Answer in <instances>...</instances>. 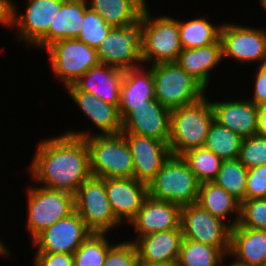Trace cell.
<instances>
[{
  "instance_id": "obj_36",
  "label": "cell",
  "mask_w": 266,
  "mask_h": 266,
  "mask_svg": "<svg viewBox=\"0 0 266 266\" xmlns=\"http://www.w3.org/2000/svg\"><path fill=\"white\" fill-rule=\"evenodd\" d=\"M238 225L249 229L266 231V198L241 202Z\"/></svg>"
},
{
  "instance_id": "obj_1",
  "label": "cell",
  "mask_w": 266,
  "mask_h": 266,
  "mask_svg": "<svg viewBox=\"0 0 266 266\" xmlns=\"http://www.w3.org/2000/svg\"><path fill=\"white\" fill-rule=\"evenodd\" d=\"M61 134L37 143L28 171L38 186L75 194L91 176L89 147L83 138Z\"/></svg>"
},
{
  "instance_id": "obj_23",
  "label": "cell",
  "mask_w": 266,
  "mask_h": 266,
  "mask_svg": "<svg viewBox=\"0 0 266 266\" xmlns=\"http://www.w3.org/2000/svg\"><path fill=\"white\" fill-rule=\"evenodd\" d=\"M87 0H65L48 32L33 46L44 50L58 40L76 39L81 31Z\"/></svg>"
},
{
  "instance_id": "obj_3",
  "label": "cell",
  "mask_w": 266,
  "mask_h": 266,
  "mask_svg": "<svg viewBox=\"0 0 266 266\" xmlns=\"http://www.w3.org/2000/svg\"><path fill=\"white\" fill-rule=\"evenodd\" d=\"M149 8L144 7L139 20L143 65L176 62L182 50L178 19L167 15L152 18Z\"/></svg>"
},
{
  "instance_id": "obj_21",
  "label": "cell",
  "mask_w": 266,
  "mask_h": 266,
  "mask_svg": "<svg viewBox=\"0 0 266 266\" xmlns=\"http://www.w3.org/2000/svg\"><path fill=\"white\" fill-rule=\"evenodd\" d=\"M124 71V69L100 63L88 70L73 85L78 90L94 94L97 98L119 109Z\"/></svg>"
},
{
  "instance_id": "obj_35",
  "label": "cell",
  "mask_w": 266,
  "mask_h": 266,
  "mask_svg": "<svg viewBox=\"0 0 266 266\" xmlns=\"http://www.w3.org/2000/svg\"><path fill=\"white\" fill-rule=\"evenodd\" d=\"M111 28L112 26L107 24L99 14L87 7L84 11L81 31L76 39L97 49Z\"/></svg>"
},
{
  "instance_id": "obj_31",
  "label": "cell",
  "mask_w": 266,
  "mask_h": 266,
  "mask_svg": "<svg viewBox=\"0 0 266 266\" xmlns=\"http://www.w3.org/2000/svg\"><path fill=\"white\" fill-rule=\"evenodd\" d=\"M242 141V137L214 120L209 128L204 147L222 160H234L238 159Z\"/></svg>"
},
{
  "instance_id": "obj_25",
  "label": "cell",
  "mask_w": 266,
  "mask_h": 266,
  "mask_svg": "<svg viewBox=\"0 0 266 266\" xmlns=\"http://www.w3.org/2000/svg\"><path fill=\"white\" fill-rule=\"evenodd\" d=\"M222 60V46L219 39L207 46L182 49L176 63L207 90L211 84L210 72Z\"/></svg>"
},
{
  "instance_id": "obj_4",
  "label": "cell",
  "mask_w": 266,
  "mask_h": 266,
  "mask_svg": "<svg viewBox=\"0 0 266 266\" xmlns=\"http://www.w3.org/2000/svg\"><path fill=\"white\" fill-rule=\"evenodd\" d=\"M200 182L182 156L170 155L148 184V196L180 207L197 203Z\"/></svg>"
},
{
  "instance_id": "obj_12",
  "label": "cell",
  "mask_w": 266,
  "mask_h": 266,
  "mask_svg": "<svg viewBox=\"0 0 266 266\" xmlns=\"http://www.w3.org/2000/svg\"><path fill=\"white\" fill-rule=\"evenodd\" d=\"M170 114L171 110L162 106L156 98L146 101L145 105L119 106L121 133L152 137L168 143Z\"/></svg>"
},
{
  "instance_id": "obj_18",
  "label": "cell",
  "mask_w": 266,
  "mask_h": 266,
  "mask_svg": "<svg viewBox=\"0 0 266 266\" xmlns=\"http://www.w3.org/2000/svg\"><path fill=\"white\" fill-rule=\"evenodd\" d=\"M105 189L112 212L122 225L135 218L148 197V185L135 178H107Z\"/></svg>"
},
{
  "instance_id": "obj_27",
  "label": "cell",
  "mask_w": 266,
  "mask_h": 266,
  "mask_svg": "<svg viewBox=\"0 0 266 266\" xmlns=\"http://www.w3.org/2000/svg\"><path fill=\"white\" fill-rule=\"evenodd\" d=\"M88 7L112 27L139 23L147 0H87Z\"/></svg>"
},
{
  "instance_id": "obj_16",
  "label": "cell",
  "mask_w": 266,
  "mask_h": 266,
  "mask_svg": "<svg viewBox=\"0 0 266 266\" xmlns=\"http://www.w3.org/2000/svg\"><path fill=\"white\" fill-rule=\"evenodd\" d=\"M65 0H25V11L16 6L13 29L20 42L34 46L49 30ZM18 31V32H17Z\"/></svg>"
},
{
  "instance_id": "obj_2",
  "label": "cell",
  "mask_w": 266,
  "mask_h": 266,
  "mask_svg": "<svg viewBox=\"0 0 266 266\" xmlns=\"http://www.w3.org/2000/svg\"><path fill=\"white\" fill-rule=\"evenodd\" d=\"M215 120L211 101H199L171 110L168 145L172 155L181 156L188 150L202 147Z\"/></svg>"
},
{
  "instance_id": "obj_29",
  "label": "cell",
  "mask_w": 266,
  "mask_h": 266,
  "mask_svg": "<svg viewBox=\"0 0 266 266\" xmlns=\"http://www.w3.org/2000/svg\"><path fill=\"white\" fill-rule=\"evenodd\" d=\"M202 17L179 20V37L182 49H192L216 43L220 39L222 25L214 24Z\"/></svg>"
},
{
  "instance_id": "obj_6",
  "label": "cell",
  "mask_w": 266,
  "mask_h": 266,
  "mask_svg": "<svg viewBox=\"0 0 266 266\" xmlns=\"http://www.w3.org/2000/svg\"><path fill=\"white\" fill-rule=\"evenodd\" d=\"M27 224L32 241L46 228L75 212L74 194L30 185L27 188Z\"/></svg>"
},
{
  "instance_id": "obj_33",
  "label": "cell",
  "mask_w": 266,
  "mask_h": 266,
  "mask_svg": "<svg viewBox=\"0 0 266 266\" xmlns=\"http://www.w3.org/2000/svg\"><path fill=\"white\" fill-rule=\"evenodd\" d=\"M200 183L213 182L223 160L204 146L188 150L181 155Z\"/></svg>"
},
{
  "instance_id": "obj_39",
  "label": "cell",
  "mask_w": 266,
  "mask_h": 266,
  "mask_svg": "<svg viewBox=\"0 0 266 266\" xmlns=\"http://www.w3.org/2000/svg\"><path fill=\"white\" fill-rule=\"evenodd\" d=\"M266 198V165L248 169L245 200Z\"/></svg>"
},
{
  "instance_id": "obj_41",
  "label": "cell",
  "mask_w": 266,
  "mask_h": 266,
  "mask_svg": "<svg viewBox=\"0 0 266 266\" xmlns=\"http://www.w3.org/2000/svg\"><path fill=\"white\" fill-rule=\"evenodd\" d=\"M35 266H73V255L66 253H36Z\"/></svg>"
},
{
  "instance_id": "obj_9",
  "label": "cell",
  "mask_w": 266,
  "mask_h": 266,
  "mask_svg": "<svg viewBox=\"0 0 266 266\" xmlns=\"http://www.w3.org/2000/svg\"><path fill=\"white\" fill-rule=\"evenodd\" d=\"M75 212L92 233L112 232L122 224L115 218L105 189V179L87 178L74 194Z\"/></svg>"
},
{
  "instance_id": "obj_22",
  "label": "cell",
  "mask_w": 266,
  "mask_h": 266,
  "mask_svg": "<svg viewBox=\"0 0 266 266\" xmlns=\"http://www.w3.org/2000/svg\"><path fill=\"white\" fill-rule=\"evenodd\" d=\"M183 239L181 225L168 231H159L138 238L134 244L138 261L176 265Z\"/></svg>"
},
{
  "instance_id": "obj_15",
  "label": "cell",
  "mask_w": 266,
  "mask_h": 266,
  "mask_svg": "<svg viewBox=\"0 0 266 266\" xmlns=\"http://www.w3.org/2000/svg\"><path fill=\"white\" fill-rule=\"evenodd\" d=\"M92 232L83 219L76 213L58 220L46 228L33 241L35 253L73 254Z\"/></svg>"
},
{
  "instance_id": "obj_8",
  "label": "cell",
  "mask_w": 266,
  "mask_h": 266,
  "mask_svg": "<svg viewBox=\"0 0 266 266\" xmlns=\"http://www.w3.org/2000/svg\"><path fill=\"white\" fill-rule=\"evenodd\" d=\"M43 51L47 52L50 68L64 87L100 64L97 50L77 39L55 41Z\"/></svg>"
},
{
  "instance_id": "obj_17",
  "label": "cell",
  "mask_w": 266,
  "mask_h": 266,
  "mask_svg": "<svg viewBox=\"0 0 266 266\" xmlns=\"http://www.w3.org/2000/svg\"><path fill=\"white\" fill-rule=\"evenodd\" d=\"M122 134L132 154L133 178L148 185L171 155L168 143L133 133Z\"/></svg>"
},
{
  "instance_id": "obj_11",
  "label": "cell",
  "mask_w": 266,
  "mask_h": 266,
  "mask_svg": "<svg viewBox=\"0 0 266 266\" xmlns=\"http://www.w3.org/2000/svg\"><path fill=\"white\" fill-rule=\"evenodd\" d=\"M180 225L184 239L217 247L224 254L229 253L232 227L197 203L181 207Z\"/></svg>"
},
{
  "instance_id": "obj_37",
  "label": "cell",
  "mask_w": 266,
  "mask_h": 266,
  "mask_svg": "<svg viewBox=\"0 0 266 266\" xmlns=\"http://www.w3.org/2000/svg\"><path fill=\"white\" fill-rule=\"evenodd\" d=\"M238 160L247 168L266 165V136L256 134L243 139Z\"/></svg>"
},
{
  "instance_id": "obj_46",
  "label": "cell",
  "mask_w": 266,
  "mask_h": 266,
  "mask_svg": "<svg viewBox=\"0 0 266 266\" xmlns=\"http://www.w3.org/2000/svg\"><path fill=\"white\" fill-rule=\"evenodd\" d=\"M3 240H1L0 238V256H5L8 257L9 255H11L9 249L7 248V245L4 244V242H2Z\"/></svg>"
},
{
  "instance_id": "obj_47",
  "label": "cell",
  "mask_w": 266,
  "mask_h": 266,
  "mask_svg": "<svg viewBox=\"0 0 266 266\" xmlns=\"http://www.w3.org/2000/svg\"><path fill=\"white\" fill-rule=\"evenodd\" d=\"M260 4L262 5V7L264 8L265 12H266V0H259Z\"/></svg>"
},
{
  "instance_id": "obj_19",
  "label": "cell",
  "mask_w": 266,
  "mask_h": 266,
  "mask_svg": "<svg viewBox=\"0 0 266 266\" xmlns=\"http://www.w3.org/2000/svg\"><path fill=\"white\" fill-rule=\"evenodd\" d=\"M181 207L177 204L147 197L135 218L129 223L138 238L159 231L174 230L180 226Z\"/></svg>"
},
{
  "instance_id": "obj_45",
  "label": "cell",
  "mask_w": 266,
  "mask_h": 266,
  "mask_svg": "<svg viewBox=\"0 0 266 266\" xmlns=\"http://www.w3.org/2000/svg\"><path fill=\"white\" fill-rule=\"evenodd\" d=\"M136 266H175V265L166 264V263H154V262L137 261Z\"/></svg>"
},
{
  "instance_id": "obj_5",
  "label": "cell",
  "mask_w": 266,
  "mask_h": 266,
  "mask_svg": "<svg viewBox=\"0 0 266 266\" xmlns=\"http://www.w3.org/2000/svg\"><path fill=\"white\" fill-rule=\"evenodd\" d=\"M154 79L155 98L170 110L195 103L206 89L176 62L149 66Z\"/></svg>"
},
{
  "instance_id": "obj_26",
  "label": "cell",
  "mask_w": 266,
  "mask_h": 266,
  "mask_svg": "<svg viewBox=\"0 0 266 266\" xmlns=\"http://www.w3.org/2000/svg\"><path fill=\"white\" fill-rule=\"evenodd\" d=\"M197 204L213 216L229 223L231 227L238 224L240 202L214 182L200 183ZM231 215L236 216L231 219Z\"/></svg>"
},
{
  "instance_id": "obj_10",
  "label": "cell",
  "mask_w": 266,
  "mask_h": 266,
  "mask_svg": "<svg viewBox=\"0 0 266 266\" xmlns=\"http://www.w3.org/2000/svg\"><path fill=\"white\" fill-rule=\"evenodd\" d=\"M225 22L220 29L222 58L237 63L266 62V29Z\"/></svg>"
},
{
  "instance_id": "obj_14",
  "label": "cell",
  "mask_w": 266,
  "mask_h": 266,
  "mask_svg": "<svg viewBox=\"0 0 266 266\" xmlns=\"http://www.w3.org/2000/svg\"><path fill=\"white\" fill-rule=\"evenodd\" d=\"M65 88L70 98L81 110L80 112L88 120L90 119L89 121L94 125V128H97V131L99 130V132L95 133L94 131L91 134L90 129L87 131H73L70 129L65 132L66 134L85 139L93 135H116L122 132V120L116 106L104 102L94 94L78 90L73 84Z\"/></svg>"
},
{
  "instance_id": "obj_40",
  "label": "cell",
  "mask_w": 266,
  "mask_h": 266,
  "mask_svg": "<svg viewBox=\"0 0 266 266\" xmlns=\"http://www.w3.org/2000/svg\"><path fill=\"white\" fill-rule=\"evenodd\" d=\"M254 81V94L248 100L253 102L256 106H266V62L257 66V70L253 73Z\"/></svg>"
},
{
  "instance_id": "obj_38",
  "label": "cell",
  "mask_w": 266,
  "mask_h": 266,
  "mask_svg": "<svg viewBox=\"0 0 266 266\" xmlns=\"http://www.w3.org/2000/svg\"><path fill=\"white\" fill-rule=\"evenodd\" d=\"M114 242L107 253L103 266H136L138 253L135 244L127 240Z\"/></svg>"
},
{
  "instance_id": "obj_13",
  "label": "cell",
  "mask_w": 266,
  "mask_h": 266,
  "mask_svg": "<svg viewBox=\"0 0 266 266\" xmlns=\"http://www.w3.org/2000/svg\"><path fill=\"white\" fill-rule=\"evenodd\" d=\"M96 50L101 64L124 70L142 66L140 23L112 27Z\"/></svg>"
},
{
  "instance_id": "obj_43",
  "label": "cell",
  "mask_w": 266,
  "mask_h": 266,
  "mask_svg": "<svg viewBox=\"0 0 266 266\" xmlns=\"http://www.w3.org/2000/svg\"><path fill=\"white\" fill-rule=\"evenodd\" d=\"M258 134L266 136V106H259Z\"/></svg>"
},
{
  "instance_id": "obj_44",
  "label": "cell",
  "mask_w": 266,
  "mask_h": 266,
  "mask_svg": "<svg viewBox=\"0 0 266 266\" xmlns=\"http://www.w3.org/2000/svg\"><path fill=\"white\" fill-rule=\"evenodd\" d=\"M227 256H228V254L224 255V257L220 263V266H250L248 264L241 263V262L235 260L234 258H232L233 262H230L229 264L227 263V265H226V262H224V261L226 260ZM224 263H225V265H223Z\"/></svg>"
},
{
  "instance_id": "obj_42",
  "label": "cell",
  "mask_w": 266,
  "mask_h": 266,
  "mask_svg": "<svg viewBox=\"0 0 266 266\" xmlns=\"http://www.w3.org/2000/svg\"><path fill=\"white\" fill-rule=\"evenodd\" d=\"M15 2L13 0H0V25L13 30Z\"/></svg>"
},
{
  "instance_id": "obj_28",
  "label": "cell",
  "mask_w": 266,
  "mask_h": 266,
  "mask_svg": "<svg viewBox=\"0 0 266 266\" xmlns=\"http://www.w3.org/2000/svg\"><path fill=\"white\" fill-rule=\"evenodd\" d=\"M126 69L120 88L119 106H140L155 98L154 79L150 67Z\"/></svg>"
},
{
  "instance_id": "obj_24",
  "label": "cell",
  "mask_w": 266,
  "mask_h": 266,
  "mask_svg": "<svg viewBox=\"0 0 266 266\" xmlns=\"http://www.w3.org/2000/svg\"><path fill=\"white\" fill-rule=\"evenodd\" d=\"M229 257L250 266L266 262V231L241 227L231 228Z\"/></svg>"
},
{
  "instance_id": "obj_34",
  "label": "cell",
  "mask_w": 266,
  "mask_h": 266,
  "mask_svg": "<svg viewBox=\"0 0 266 266\" xmlns=\"http://www.w3.org/2000/svg\"><path fill=\"white\" fill-rule=\"evenodd\" d=\"M107 233H91L72 254L73 266H103L112 242Z\"/></svg>"
},
{
  "instance_id": "obj_30",
  "label": "cell",
  "mask_w": 266,
  "mask_h": 266,
  "mask_svg": "<svg viewBox=\"0 0 266 266\" xmlns=\"http://www.w3.org/2000/svg\"><path fill=\"white\" fill-rule=\"evenodd\" d=\"M224 255L217 247L183 238L175 266H220Z\"/></svg>"
},
{
  "instance_id": "obj_20",
  "label": "cell",
  "mask_w": 266,
  "mask_h": 266,
  "mask_svg": "<svg viewBox=\"0 0 266 266\" xmlns=\"http://www.w3.org/2000/svg\"><path fill=\"white\" fill-rule=\"evenodd\" d=\"M215 121L238 134L243 139L258 134V112L256 106L248 99L211 102Z\"/></svg>"
},
{
  "instance_id": "obj_7",
  "label": "cell",
  "mask_w": 266,
  "mask_h": 266,
  "mask_svg": "<svg viewBox=\"0 0 266 266\" xmlns=\"http://www.w3.org/2000/svg\"><path fill=\"white\" fill-rule=\"evenodd\" d=\"M90 152V171L99 178H133V159L122 133L85 138Z\"/></svg>"
},
{
  "instance_id": "obj_32",
  "label": "cell",
  "mask_w": 266,
  "mask_h": 266,
  "mask_svg": "<svg viewBox=\"0 0 266 266\" xmlns=\"http://www.w3.org/2000/svg\"><path fill=\"white\" fill-rule=\"evenodd\" d=\"M248 169L238 160H223L213 182L225 189L240 203L245 200Z\"/></svg>"
}]
</instances>
